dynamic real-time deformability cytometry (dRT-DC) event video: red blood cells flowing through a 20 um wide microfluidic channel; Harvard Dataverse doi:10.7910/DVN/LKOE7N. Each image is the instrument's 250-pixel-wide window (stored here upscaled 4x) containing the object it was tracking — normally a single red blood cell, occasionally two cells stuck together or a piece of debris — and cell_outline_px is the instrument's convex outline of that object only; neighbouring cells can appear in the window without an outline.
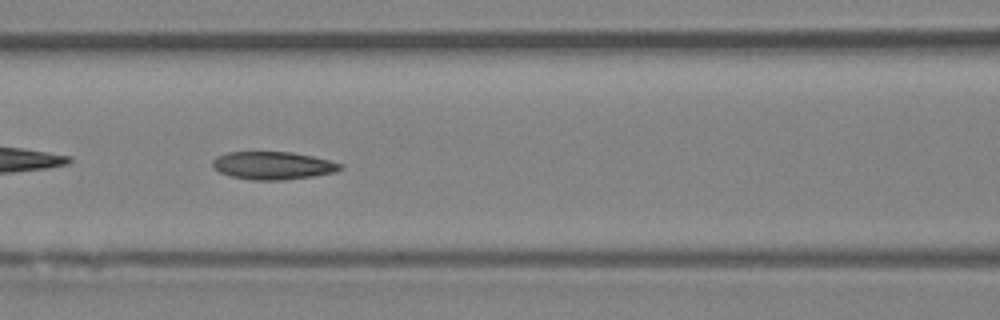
{"species": "Egyptian fruit bat (a non-hibernating species)", "species_latin": "Rousettus aegyptiacus", "temperature_condition": "room temperature", "stored_images_in_passage": 42, "camera_frame_rate_fps": 3000, "um_per_image_px": 0.085, "animal": {"sex": "female"}, "frame": {"image": 1, "passage_image": 13, "time_ms": 4.0, "image_size_px": [1000, 320], "cell_outline_px": [[344, 168], [336, 172], [312, 176], [284, 180], [252, 180], [232, 176], [220, 172], [212, 168], [212, 160], [216, 156], [228, 152], [292, 152], [312, 156], [344, 164]], "centroid_in_image_um": [23.2, 14.07], "position_along_channel_um": 143.4, "area_um2": 20.81}}
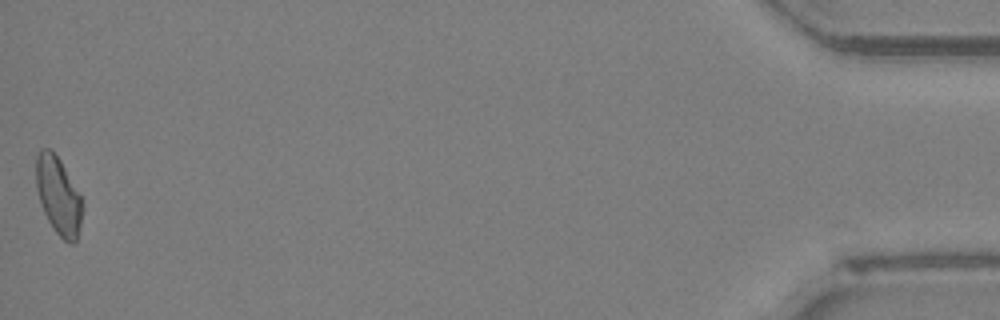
{"frame": {"image": 2, "passage_image": 42, "time_ms": 13.667, "image_size_px": [1000, 320], "cell_outline_px": [[84, 208], [76, 240], [72, 244], [68, 244], [56, 232], [48, 220], [44, 212], [36, 188], [36, 156], [40, 148], [48, 148], [60, 160], [80, 196], [84, 204]], "centroid_in_image_um": [4.96, 16.65], "position_along_channel_um": 430.2, "area_um2": 20.69}, "authors_computed_cell_mechanics": {"area_um2": 20.5768, "velocity_mm_per_s": 4.0061, "shape_relaxation_time_tau1_ms": null, "shape_relaxation_time_tau2_ms": 7.9458, "deformation_change_tau1": null, "deformation_change_tau2": 0.161}}